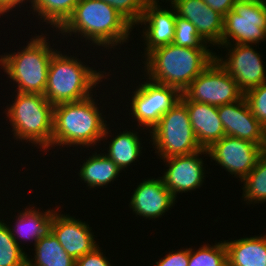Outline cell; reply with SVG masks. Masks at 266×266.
Wrapping results in <instances>:
<instances>
[{"mask_svg": "<svg viewBox=\"0 0 266 266\" xmlns=\"http://www.w3.org/2000/svg\"><path fill=\"white\" fill-rule=\"evenodd\" d=\"M134 27L112 6L101 0H80L59 33L79 34L91 44L108 49L126 43ZM90 40V41H89Z\"/></svg>", "mask_w": 266, "mask_h": 266, "instance_id": "1", "label": "cell"}, {"mask_svg": "<svg viewBox=\"0 0 266 266\" xmlns=\"http://www.w3.org/2000/svg\"><path fill=\"white\" fill-rule=\"evenodd\" d=\"M94 100L92 95L81 101L54 105L52 148L61 145L89 148L107 140L111 131Z\"/></svg>", "mask_w": 266, "mask_h": 266, "instance_id": "2", "label": "cell"}, {"mask_svg": "<svg viewBox=\"0 0 266 266\" xmlns=\"http://www.w3.org/2000/svg\"><path fill=\"white\" fill-rule=\"evenodd\" d=\"M211 51L171 43L150 51L145 56L144 69L148 79L182 93L213 62L216 52Z\"/></svg>", "mask_w": 266, "mask_h": 266, "instance_id": "3", "label": "cell"}, {"mask_svg": "<svg viewBox=\"0 0 266 266\" xmlns=\"http://www.w3.org/2000/svg\"><path fill=\"white\" fill-rule=\"evenodd\" d=\"M103 73L57 51L49 64L44 96L53 105L84 100L93 95L91 91L102 82Z\"/></svg>", "mask_w": 266, "mask_h": 266, "instance_id": "4", "label": "cell"}, {"mask_svg": "<svg viewBox=\"0 0 266 266\" xmlns=\"http://www.w3.org/2000/svg\"><path fill=\"white\" fill-rule=\"evenodd\" d=\"M46 38L43 33L34 36L23 50L0 56V65L17 84V92L44 95L49 64L57 52Z\"/></svg>", "mask_w": 266, "mask_h": 266, "instance_id": "5", "label": "cell"}, {"mask_svg": "<svg viewBox=\"0 0 266 266\" xmlns=\"http://www.w3.org/2000/svg\"><path fill=\"white\" fill-rule=\"evenodd\" d=\"M14 103L7 107L6 116L15 139L29 141L44 151L52 147L53 111L43 94L16 92Z\"/></svg>", "mask_w": 266, "mask_h": 266, "instance_id": "6", "label": "cell"}, {"mask_svg": "<svg viewBox=\"0 0 266 266\" xmlns=\"http://www.w3.org/2000/svg\"><path fill=\"white\" fill-rule=\"evenodd\" d=\"M150 136L161 159L190 155L202 149L193 132L187 107L181 100L160 118Z\"/></svg>", "mask_w": 266, "mask_h": 266, "instance_id": "7", "label": "cell"}, {"mask_svg": "<svg viewBox=\"0 0 266 266\" xmlns=\"http://www.w3.org/2000/svg\"><path fill=\"white\" fill-rule=\"evenodd\" d=\"M244 93L216 59L182 92L181 101L222 106L240 100Z\"/></svg>", "mask_w": 266, "mask_h": 266, "instance_id": "8", "label": "cell"}, {"mask_svg": "<svg viewBox=\"0 0 266 266\" xmlns=\"http://www.w3.org/2000/svg\"><path fill=\"white\" fill-rule=\"evenodd\" d=\"M266 39V3L237 0L224 16L222 44H258ZM232 40V41H230Z\"/></svg>", "mask_w": 266, "mask_h": 266, "instance_id": "9", "label": "cell"}, {"mask_svg": "<svg viewBox=\"0 0 266 266\" xmlns=\"http://www.w3.org/2000/svg\"><path fill=\"white\" fill-rule=\"evenodd\" d=\"M139 84L133 92L130 102L132 117L138 122V127L152 130L160 118L180 101L182 93L175 87L148 80Z\"/></svg>", "mask_w": 266, "mask_h": 266, "instance_id": "10", "label": "cell"}, {"mask_svg": "<svg viewBox=\"0 0 266 266\" xmlns=\"http://www.w3.org/2000/svg\"><path fill=\"white\" fill-rule=\"evenodd\" d=\"M265 151L266 145H257L232 136H223L207 149L210 159L231 175L239 177L240 181L251 172Z\"/></svg>", "mask_w": 266, "mask_h": 266, "instance_id": "11", "label": "cell"}, {"mask_svg": "<svg viewBox=\"0 0 266 266\" xmlns=\"http://www.w3.org/2000/svg\"><path fill=\"white\" fill-rule=\"evenodd\" d=\"M252 46L253 44H221V48H228L227 59L215 55L217 62L230 74L244 94L266 82L265 67L262 64L264 61Z\"/></svg>", "mask_w": 266, "mask_h": 266, "instance_id": "12", "label": "cell"}, {"mask_svg": "<svg viewBox=\"0 0 266 266\" xmlns=\"http://www.w3.org/2000/svg\"><path fill=\"white\" fill-rule=\"evenodd\" d=\"M208 154L207 149L181 156H172L163 158L164 163L169 167L161 177L166 188L176 198L177 194L186 193L191 190H196L202 186L205 177L203 160L199 155Z\"/></svg>", "mask_w": 266, "mask_h": 266, "instance_id": "13", "label": "cell"}, {"mask_svg": "<svg viewBox=\"0 0 266 266\" xmlns=\"http://www.w3.org/2000/svg\"><path fill=\"white\" fill-rule=\"evenodd\" d=\"M218 115L225 136L266 145V128L253 115L244 96L236 102L219 106Z\"/></svg>", "mask_w": 266, "mask_h": 266, "instance_id": "14", "label": "cell"}, {"mask_svg": "<svg viewBox=\"0 0 266 266\" xmlns=\"http://www.w3.org/2000/svg\"><path fill=\"white\" fill-rule=\"evenodd\" d=\"M58 209L51 219L50 231L69 256L77 260L98 246L88 223L67 214L60 215Z\"/></svg>", "mask_w": 266, "mask_h": 266, "instance_id": "15", "label": "cell"}, {"mask_svg": "<svg viewBox=\"0 0 266 266\" xmlns=\"http://www.w3.org/2000/svg\"><path fill=\"white\" fill-rule=\"evenodd\" d=\"M171 6L177 16L189 20L196 27L199 36L206 43L220 48L224 29L223 15L203 0H176Z\"/></svg>", "mask_w": 266, "mask_h": 266, "instance_id": "16", "label": "cell"}, {"mask_svg": "<svg viewBox=\"0 0 266 266\" xmlns=\"http://www.w3.org/2000/svg\"><path fill=\"white\" fill-rule=\"evenodd\" d=\"M176 198L166 188L161 177L143 180L130 200V209L136 215L146 219L164 216V213L175 204Z\"/></svg>", "mask_w": 266, "mask_h": 266, "instance_id": "17", "label": "cell"}, {"mask_svg": "<svg viewBox=\"0 0 266 266\" xmlns=\"http://www.w3.org/2000/svg\"><path fill=\"white\" fill-rule=\"evenodd\" d=\"M172 10V11H171ZM175 9H162L157 3L151 0L147 3L142 18L138 23L147 27L143 30V38L146 56L155 48L173 43L175 37Z\"/></svg>", "mask_w": 266, "mask_h": 266, "instance_id": "18", "label": "cell"}, {"mask_svg": "<svg viewBox=\"0 0 266 266\" xmlns=\"http://www.w3.org/2000/svg\"><path fill=\"white\" fill-rule=\"evenodd\" d=\"M182 102L187 107L193 132L202 149H208L225 136L218 107L194 101Z\"/></svg>", "mask_w": 266, "mask_h": 266, "instance_id": "19", "label": "cell"}, {"mask_svg": "<svg viewBox=\"0 0 266 266\" xmlns=\"http://www.w3.org/2000/svg\"><path fill=\"white\" fill-rule=\"evenodd\" d=\"M228 266H266V235L224 240Z\"/></svg>", "mask_w": 266, "mask_h": 266, "instance_id": "20", "label": "cell"}, {"mask_svg": "<svg viewBox=\"0 0 266 266\" xmlns=\"http://www.w3.org/2000/svg\"><path fill=\"white\" fill-rule=\"evenodd\" d=\"M50 210L48 209L43 213L29 206V208H25V211L23 210L16 216L17 222H15V227L12 228L10 226L9 229L12 237L20 247L21 243L18 242L20 238L23 241L34 240L35 246L36 242L50 231L51 219L55 212L54 210Z\"/></svg>", "mask_w": 266, "mask_h": 266, "instance_id": "21", "label": "cell"}, {"mask_svg": "<svg viewBox=\"0 0 266 266\" xmlns=\"http://www.w3.org/2000/svg\"><path fill=\"white\" fill-rule=\"evenodd\" d=\"M95 154L86 158L79 171V177L87 183L89 188L103 187L113 182L121 169L105 154ZM117 176V177H116Z\"/></svg>", "mask_w": 266, "mask_h": 266, "instance_id": "22", "label": "cell"}, {"mask_svg": "<svg viewBox=\"0 0 266 266\" xmlns=\"http://www.w3.org/2000/svg\"><path fill=\"white\" fill-rule=\"evenodd\" d=\"M35 253L34 262L27 256L26 266H75V259L65 252L51 231L36 242Z\"/></svg>", "mask_w": 266, "mask_h": 266, "instance_id": "23", "label": "cell"}, {"mask_svg": "<svg viewBox=\"0 0 266 266\" xmlns=\"http://www.w3.org/2000/svg\"><path fill=\"white\" fill-rule=\"evenodd\" d=\"M138 132L132 131H123L120 132L117 136L111 139L109 144L108 153L105 155L109 157L120 169L121 171L131 163L135 162L138 158H140L141 142L140 138L137 136Z\"/></svg>", "mask_w": 266, "mask_h": 266, "instance_id": "24", "label": "cell"}, {"mask_svg": "<svg viewBox=\"0 0 266 266\" xmlns=\"http://www.w3.org/2000/svg\"><path fill=\"white\" fill-rule=\"evenodd\" d=\"M80 0H30L32 13H38L41 20L57 30L72 15ZM43 18V19H42ZM54 26V27H53Z\"/></svg>", "mask_w": 266, "mask_h": 266, "instance_id": "25", "label": "cell"}, {"mask_svg": "<svg viewBox=\"0 0 266 266\" xmlns=\"http://www.w3.org/2000/svg\"><path fill=\"white\" fill-rule=\"evenodd\" d=\"M241 182L244 184L242 188L244 201L249 204L266 202V151Z\"/></svg>", "mask_w": 266, "mask_h": 266, "instance_id": "26", "label": "cell"}, {"mask_svg": "<svg viewBox=\"0 0 266 266\" xmlns=\"http://www.w3.org/2000/svg\"><path fill=\"white\" fill-rule=\"evenodd\" d=\"M3 221V222H2ZM0 220V266H26L27 254L11 235L9 224Z\"/></svg>", "mask_w": 266, "mask_h": 266, "instance_id": "27", "label": "cell"}, {"mask_svg": "<svg viewBox=\"0 0 266 266\" xmlns=\"http://www.w3.org/2000/svg\"><path fill=\"white\" fill-rule=\"evenodd\" d=\"M188 266H228L227 250L224 241L202 245L194 251L190 248Z\"/></svg>", "mask_w": 266, "mask_h": 266, "instance_id": "28", "label": "cell"}, {"mask_svg": "<svg viewBox=\"0 0 266 266\" xmlns=\"http://www.w3.org/2000/svg\"><path fill=\"white\" fill-rule=\"evenodd\" d=\"M173 44L189 48H208L211 46L199 36L196 27L189 20L177 15L175 20V37Z\"/></svg>", "mask_w": 266, "mask_h": 266, "instance_id": "29", "label": "cell"}, {"mask_svg": "<svg viewBox=\"0 0 266 266\" xmlns=\"http://www.w3.org/2000/svg\"><path fill=\"white\" fill-rule=\"evenodd\" d=\"M112 6L132 26L138 25L150 0H101Z\"/></svg>", "mask_w": 266, "mask_h": 266, "instance_id": "30", "label": "cell"}, {"mask_svg": "<svg viewBox=\"0 0 266 266\" xmlns=\"http://www.w3.org/2000/svg\"><path fill=\"white\" fill-rule=\"evenodd\" d=\"M244 97L253 115L266 128V82L247 91Z\"/></svg>", "mask_w": 266, "mask_h": 266, "instance_id": "31", "label": "cell"}, {"mask_svg": "<svg viewBox=\"0 0 266 266\" xmlns=\"http://www.w3.org/2000/svg\"><path fill=\"white\" fill-rule=\"evenodd\" d=\"M99 246L75 260V266H112Z\"/></svg>", "mask_w": 266, "mask_h": 266, "instance_id": "32", "label": "cell"}, {"mask_svg": "<svg viewBox=\"0 0 266 266\" xmlns=\"http://www.w3.org/2000/svg\"><path fill=\"white\" fill-rule=\"evenodd\" d=\"M190 248L179 249L178 251H169V253L156 262L155 266H188Z\"/></svg>", "mask_w": 266, "mask_h": 266, "instance_id": "33", "label": "cell"}, {"mask_svg": "<svg viewBox=\"0 0 266 266\" xmlns=\"http://www.w3.org/2000/svg\"><path fill=\"white\" fill-rule=\"evenodd\" d=\"M214 11H217L221 15L225 16L230 10H233V6L237 0H203Z\"/></svg>", "mask_w": 266, "mask_h": 266, "instance_id": "34", "label": "cell"}, {"mask_svg": "<svg viewBox=\"0 0 266 266\" xmlns=\"http://www.w3.org/2000/svg\"><path fill=\"white\" fill-rule=\"evenodd\" d=\"M24 1L26 0H0V15L9 12L11 9L13 10L15 7H20V4H23Z\"/></svg>", "mask_w": 266, "mask_h": 266, "instance_id": "35", "label": "cell"}, {"mask_svg": "<svg viewBox=\"0 0 266 266\" xmlns=\"http://www.w3.org/2000/svg\"><path fill=\"white\" fill-rule=\"evenodd\" d=\"M153 3H157L159 4V0H151ZM169 1V0H168ZM176 0H170L169 2H171V4H173Z\"/></svg>", "mask_w": 266, "mask_h": 266, "instance_id": "36", "label": "cell"}, {"mask_svg": "<svg viewBox=\"0 0 266 266\" xmlns=\"http://www.w3.org/2000/svg\"><path fill=\"white\" fill-rule=\"evenodd\" d=\"M251 1H260V2H265L266 3V0H251Z\"/></svg>", "mask_w": 266, "mask_h": 266, "instance_id": "37", "label": "cell"}]
</instances>
